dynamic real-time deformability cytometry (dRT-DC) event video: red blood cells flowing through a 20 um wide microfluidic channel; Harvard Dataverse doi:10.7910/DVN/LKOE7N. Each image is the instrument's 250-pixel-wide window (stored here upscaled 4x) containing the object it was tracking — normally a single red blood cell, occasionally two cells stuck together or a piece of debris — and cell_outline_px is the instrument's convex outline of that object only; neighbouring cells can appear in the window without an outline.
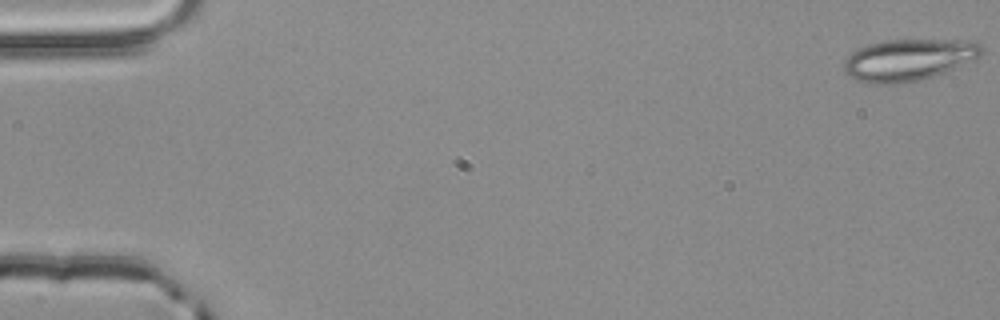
{"species": "common noctule bat (a hibernating species)", "species_latin": "Nyctalus noctula", "temperature_condition": "room temperature", "stored_images_in_passage": 13, "camera_frame_rate_fps": 3000, "um_per_image_px": 0.085, "animal": {"sex": "male", "body_mass_g": 20.4}, "frame": {"image": 1, "passage_image": 1, "time_ms": 0.0, "image_size_px": [1000, 320], "cell_outline_px": [[984, 52], [976, 60], [944, 72], [920, 80], [896, 84], [868, 84], [856, 80], [848, 76], [844, 72], [844, 60], [852, 52], [868, 44], [884, 40], [976, 40], [984, 48]], "centroid_in_image_um": [77.25, 5.08], "position_along_channel_um": 7.8, "area_um2": 33.87}}